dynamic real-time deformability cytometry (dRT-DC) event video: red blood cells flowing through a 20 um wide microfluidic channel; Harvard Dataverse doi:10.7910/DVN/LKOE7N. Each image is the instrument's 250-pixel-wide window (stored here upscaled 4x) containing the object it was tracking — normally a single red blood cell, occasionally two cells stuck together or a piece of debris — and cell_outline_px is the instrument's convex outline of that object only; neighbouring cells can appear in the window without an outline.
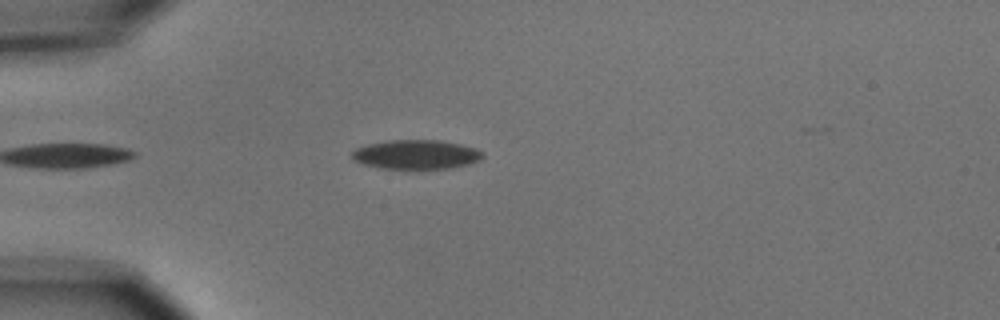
{"species": "common noctule bat (a hibernating species)", "species_latin": "Nyctalus noctula", "temperature_condition": "cold", "stored_images_in_passage": 5, "camera_frame_rate_fps": 3000, "um_per_image_px": 0.085, "animal": {"sex": "male", "body_mass_g": 15.6}, "frame": {"image": 1, "passage_image": 5, "time_ms": 4.667, "image_size_px": [1000, 320], "cell_outline_px": [[484, 156], [480, 160], [468, 164], [452, 168], [380, 168], [364, 164], [356, 160], [352, 156], [352, 152], [356, 148], [368, 144], [388, 140], [440, 140], [460, 144], [476, 148], [484, 152]], "centroid_in_image_um": [35.42, 13.12], "position_along_channel_um": 49.6, "area_um2": 22.14}}